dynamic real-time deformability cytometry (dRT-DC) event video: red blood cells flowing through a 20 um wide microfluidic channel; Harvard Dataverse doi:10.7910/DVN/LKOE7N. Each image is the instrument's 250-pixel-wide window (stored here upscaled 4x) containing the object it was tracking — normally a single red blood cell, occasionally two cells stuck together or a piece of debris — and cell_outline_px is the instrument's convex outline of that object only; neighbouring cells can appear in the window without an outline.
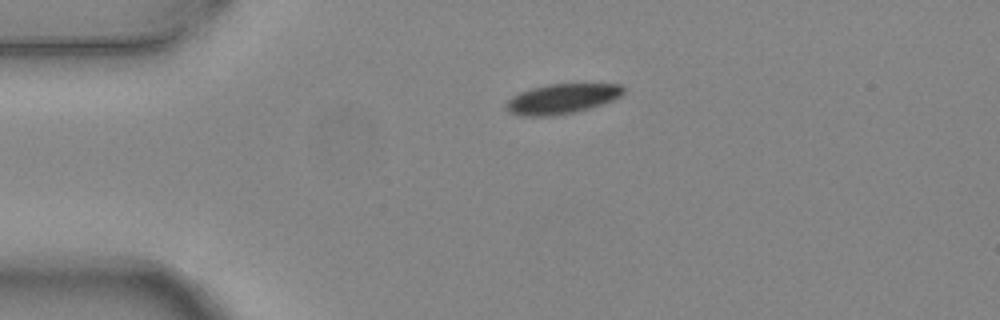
{"species": "common noctule bat (a hibernating species)", "species_latin": "Nyctalus noctula", "temperature_condition": "warm", "stored_images_in_passage": 5, "camera_frame_rate_fps": 3000, "um_per_image_px": 0.085, "animal": {"sex": "female", "body_mass_g": 24.6, "forearm_length_mm": 56.2}, "frame": {"image": 1, "passage_image": 5, "time_ms": 1.333, "image_size_px": [1000, 320], "cell_outline_px": [[624, 92], [620, 96], [612, 100], [588, 108], [572, 112], [552, 116], [524, 116], [508, 112], [504, 108], [504, 104], [512, 96], [520, 92], [532, 88], [548, 84], [624, 84]], "centroid_in_image_um": [47.72, 8.39], "position_along_channel_um": 37.3, "area_um2": 20.35}}